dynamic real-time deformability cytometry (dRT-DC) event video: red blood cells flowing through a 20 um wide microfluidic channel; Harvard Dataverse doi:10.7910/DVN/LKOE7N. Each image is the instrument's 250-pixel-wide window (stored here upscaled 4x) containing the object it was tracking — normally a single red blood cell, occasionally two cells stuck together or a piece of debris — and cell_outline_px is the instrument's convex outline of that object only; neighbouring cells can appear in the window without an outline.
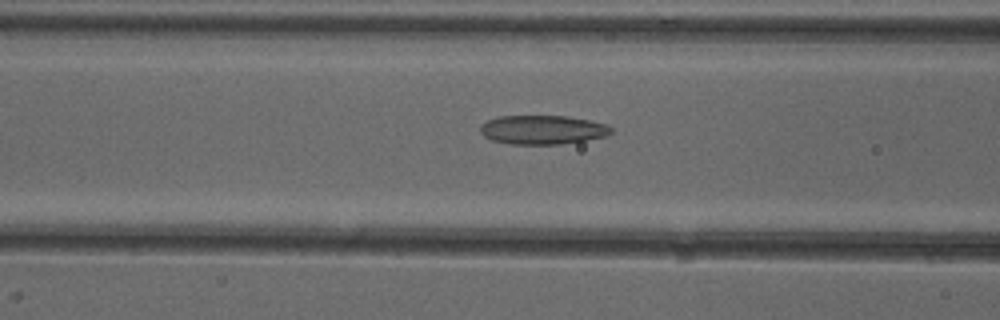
{"species": "common noctule bat (a hibernating species)", "species_latin": "Nyctalus noctula", "temperature_condition": "cold", "stored_images_in_passage": 52, "camera_frame_rate_fps": 3000, "um_per_image_px": 0.085, "animal": {"sex": "female"}, "frame": {"image": 1, "passage_image": 21, "time_ms": 6.667, "image_size_px": [1000, 320], "cell_outline_px": [[612, 132], [608, 136], [560, 144], [508, 144], [492, 140], [484, 136], [480, 132], [480, 124], [496, 116], [568, 116], [608, 124], [612, 128]], "centroid_in_image_um": [46.11, 11.02], "position_along_channel_um": 120.5, "area_um2": 22.25}}
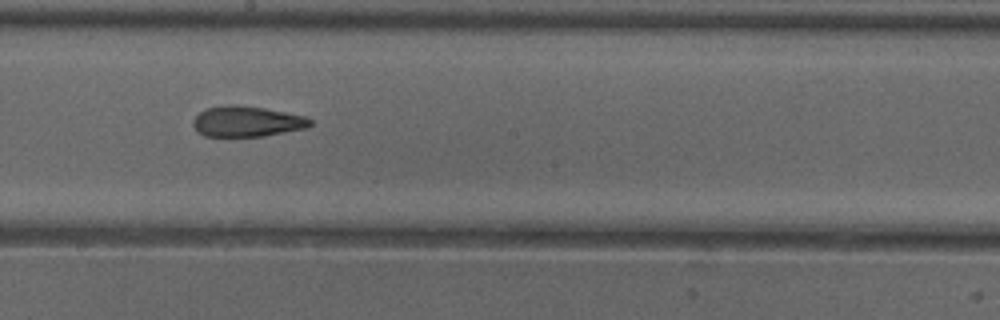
{"frame": {"image": 2, "passage_image": 29, "time_ms": 9.333, "image_size_px": [1000, 320], "cell_outline_px": [[312, 124], [308, 128], [260, 136], [204, 136], [196, 132], [192, 124], [192, 120], [200, 112], [208, 108], [264, 108], [304, 116], [312, 120]], "centroid_in_image_um": [21.0, 10.38], "position_along_channel_um": 227.2, "area_um2": 19.94}}
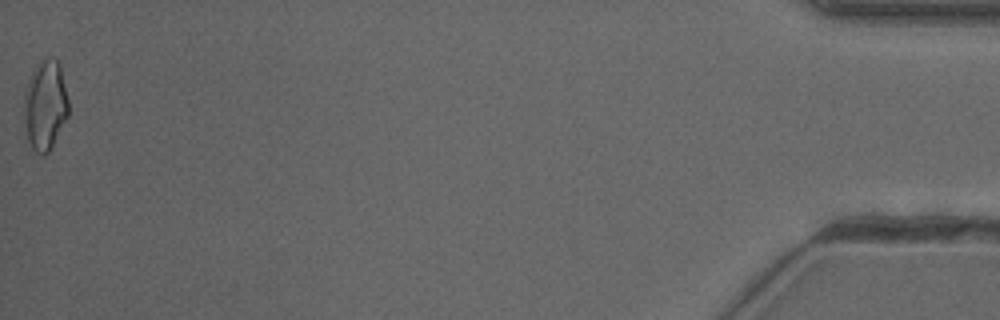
{"frame": {"image": 3, "passage_image": 52, "time_ms": 17.0, "image_size_px": [1000, 320], "cell_outline_px": [[68, 116], [52, 148], [44, 156], [40, 156], [24, 140], [24, 92], [28, 80], [36, 68], [48, 56], [52, 56], [60, 64], [68, 100]], "centroid_in_image_um": [3.82, 9.04], "position_along_channel_um": 431.4, "area_um2": 23.7}, "authors_computed_cell_mechanics": {"area_um2": 21.7039, "velocity_mm_per_s": 3.9923, "shape_relaxation_time_tau1_ms": null, "shape_relaxation_time_tau2_ms": 3.513, "deformation_change_tau1": null, "deformation_change_tau2": 0.1179}}